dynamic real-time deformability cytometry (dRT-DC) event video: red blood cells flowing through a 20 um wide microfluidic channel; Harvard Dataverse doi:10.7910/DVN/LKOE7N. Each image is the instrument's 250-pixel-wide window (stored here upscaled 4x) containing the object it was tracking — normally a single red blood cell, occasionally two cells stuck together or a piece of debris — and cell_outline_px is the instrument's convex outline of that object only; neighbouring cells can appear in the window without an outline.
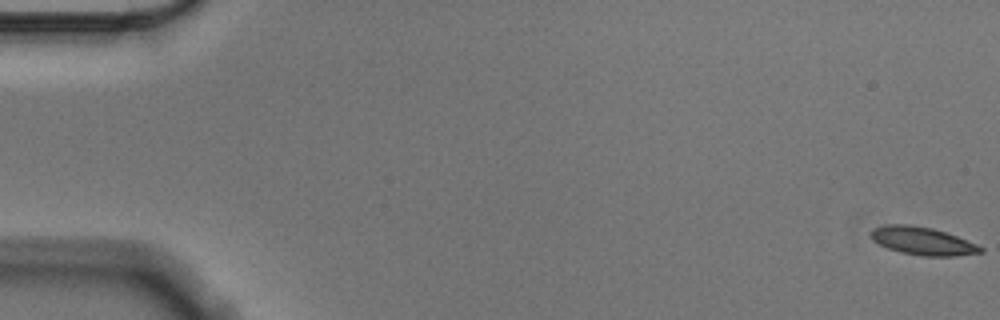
{"species": "Egyptian fruit bat (a non-hibernating species)", "species_latin": "Rousettus aegyptiacus", "temperature_condition": "cold", "stored_images_in_passage": 18, "camera_frame_rate_fps": 3000, "um_per_image_px": 0.085, "animal": {"sex": "male"}, "frame": {"image": 1, "passage_image": 1, "time_ms": 0.0, "image_size_px": [1000, 320], "cell_outline_px": [[984, 252], [956, 256], [924, 256], [900, 252], [888, 248], [872, 240], [868, 236], [868, 232], [872, 228], [888, 224], [908, 224], [932, 228], [956, 236], [976, 244], [984, 248]], "centroid_in_image_um": [78.37, 20.48], "position_along_channel_um": 6.6, "area_um2": 17.92}}
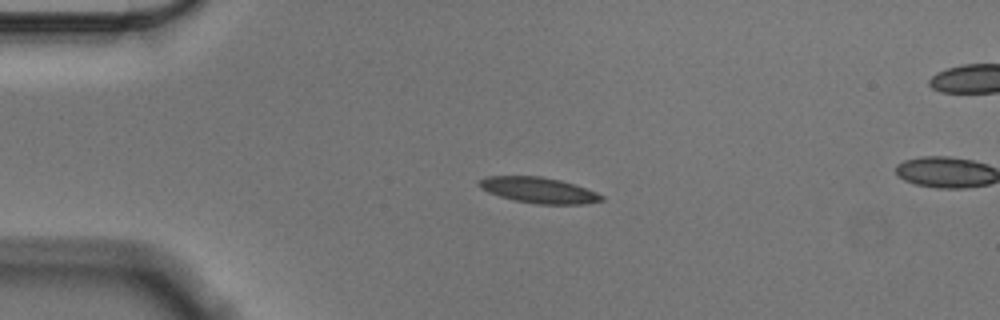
{"frame": {"image": 2, "passage_image": 14, "time_ms": 4.333, "image_size_px": [1000, 320], "cell_outline_px": [[604, 200], [584, 204], [536, 204], [516, 200], [500, 196], [488, 192], [480, 188], [480, 180], [488, 176], [540, 176], [560, 180], [576, 184], [596, 192], [604, 196]], "centroid_in_image_um": [45.83, 16.16], "position_along_channel_um": 39.2, "area_um2": 18.26}}